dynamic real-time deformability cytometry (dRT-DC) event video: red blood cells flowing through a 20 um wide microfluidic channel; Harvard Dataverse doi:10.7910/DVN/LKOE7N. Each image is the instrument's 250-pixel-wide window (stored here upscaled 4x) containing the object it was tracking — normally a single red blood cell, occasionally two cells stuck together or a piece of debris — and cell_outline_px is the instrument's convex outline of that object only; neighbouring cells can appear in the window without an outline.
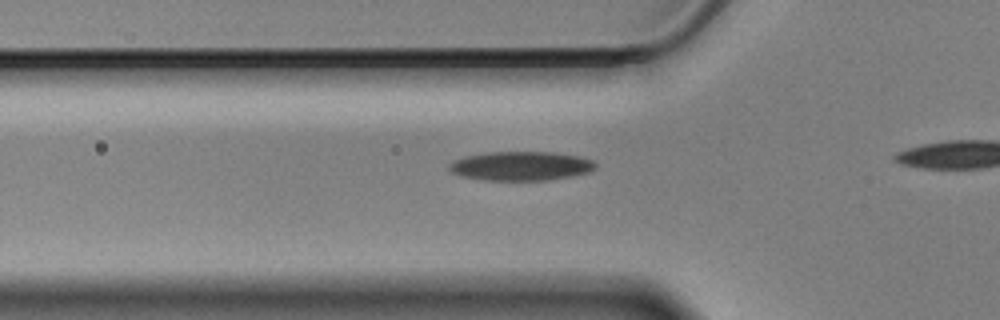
{"species": "Egyptian fruit bat (a non-hibernating species)", "species_latin": "Rousettus aegyptiacus", "temperature_condition": "cold", "stored_images_in_passage": 33, "camera_frame_rate_fps": 3000, "um_per_image_px": 0.085, "animal": {"sex": "male"}, "frame": {"image": 1, "passage_image": 6, "time_ms": 1.667, "image_size_px": [1000, 320], "cell_outline_px": [[596, 168], [588, 172], [572, 176], [548, 180], [484, 180], [460, 176], [452, 172], [448, 168], [448, 164], [464, 156], [488, 152], [552, 152], [580, 156], [592, 160], [596, 164]], "centroid_in_image_um": [44.27, 14.11], "position_along_channel_um": 81.5, "area_um2": 24.85}}
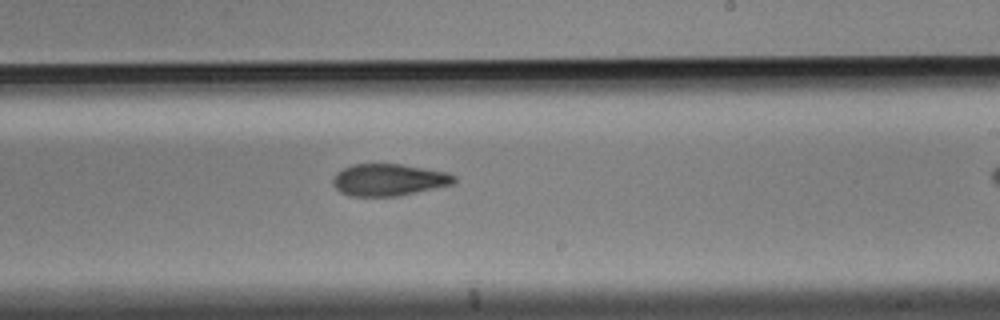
{"frame": {"image": 2, "passage_image": 21, "time_ms": 6.667, "image_size_px": [1000, 320], "cell_outline_px": [[456, 180], [452, 184], [400, 196], [348, 196], [340, 192], [332, 184], [332, 180], [336, 172], [352, 164], [400, 164], [448, 172], [456, 176]], "centroid_in_image_um": [33.02, 15.29], "position_along_channel_um": 256.0, "area_um2": 22.66}}
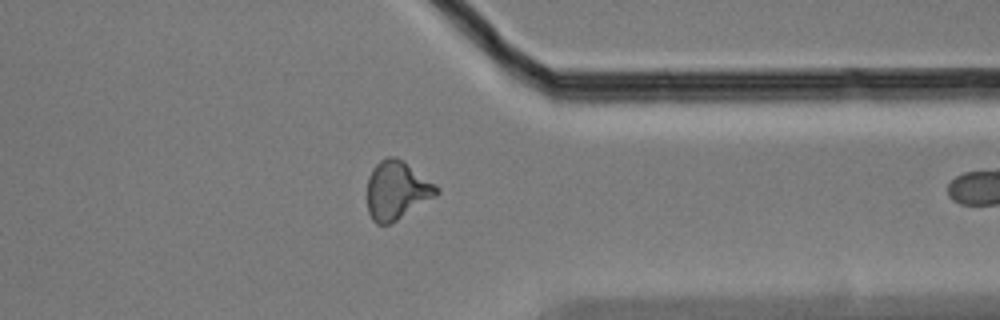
{"frame": {"image": 3, "passage_image": 32, "time_ms": 10.333, "image_size_px": [1000, 320], "cell_outline_px": [[440, 192], [436, 196], [396, 220], [388, 224], [376, 224], [372, 220], [368, 212], [368, 176], [372, 168], [380, 160], [388, 156], [396, 156], [436, 184], [440, 188]], "centroid_in_image_um": [33.72, 16.16], "position_along_channel_um": 377.7, "area_um2": 23.52}}